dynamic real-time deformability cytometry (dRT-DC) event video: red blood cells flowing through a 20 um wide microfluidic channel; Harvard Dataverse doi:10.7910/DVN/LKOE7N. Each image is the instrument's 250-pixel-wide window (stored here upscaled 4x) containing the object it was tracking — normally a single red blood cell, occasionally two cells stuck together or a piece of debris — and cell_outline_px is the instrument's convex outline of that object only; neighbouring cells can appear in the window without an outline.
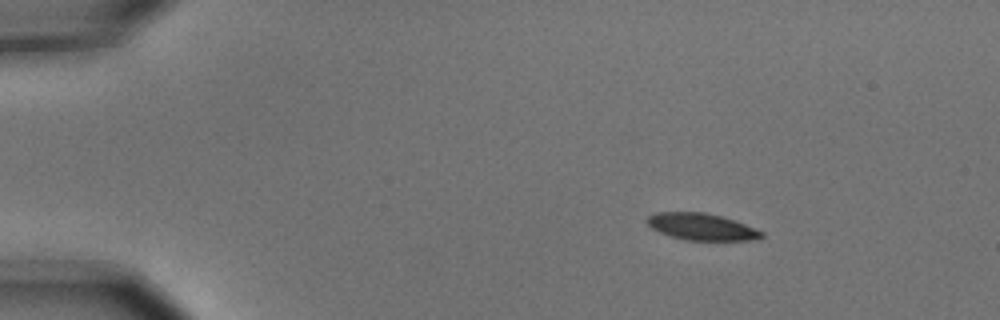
{"species": "common noctule bat (a hibernating species)", "species_latin": "Nyctalus noctula", "temperature_condition": "cold", "stored_images_in_passage": 3, "camera_frame_rate_fps": 3000, "um_per_image_px": 0.085, "animal": {"sex": "male", "body_mass_g": 15.6}, "frame": {"image": 1, "passage_image": 1, "time_ms": 0.0, "image_size_px": [1000, 320], "cell_outline_px": [[764, 236], [748, 240], [688, 240], [672, 236], [660, 232], [652, 228], [644, 220], [648, 216], [656, 212], [704, 212], [720, 216], [744, 224], [764, 232]], "centroid_in_image_um": [59.59, 19.26], "position_along_channel_um": 25.4, "area_um2": 17.57}}